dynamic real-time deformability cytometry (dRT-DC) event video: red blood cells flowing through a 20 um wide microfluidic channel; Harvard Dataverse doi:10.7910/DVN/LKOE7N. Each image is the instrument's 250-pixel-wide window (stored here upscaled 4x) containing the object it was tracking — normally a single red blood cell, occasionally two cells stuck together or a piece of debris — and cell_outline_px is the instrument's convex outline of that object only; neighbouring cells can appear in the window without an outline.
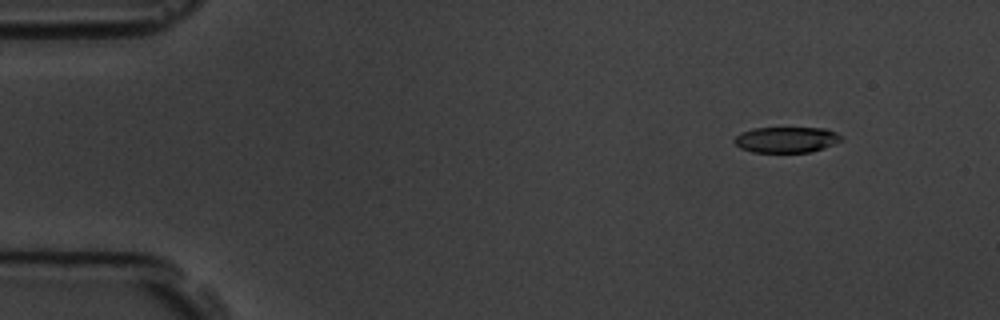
{"species": "common noctule bat (a hibernating species)", "species_latin": "Nyctalus noctula", "temperature_condition": "room temperature", "stored_images_in_passage": 5, "camera_frame_rate_fps": 3000, "um_per_image_px": 0.085, "animal": {"sex": "male", "body_mass_g": 19.5, "forearm_length_mm": 54.6}, "frame": {"image": 1, "passage_image": 2, "time_ms": 1.333, "image_size_px": [1000, 320], "cell_outline_px": [[844, 140], [824, 148], [812, 152], [752, 152], [740, 148], [732, 140], [740, 132], [752, 128], [824, 128], [836, 132], [844, 136]], "centroid_in_image_um": [66.86, 11.87], "position_along_channel_um": 18.1, "area_um2": 16.3}}
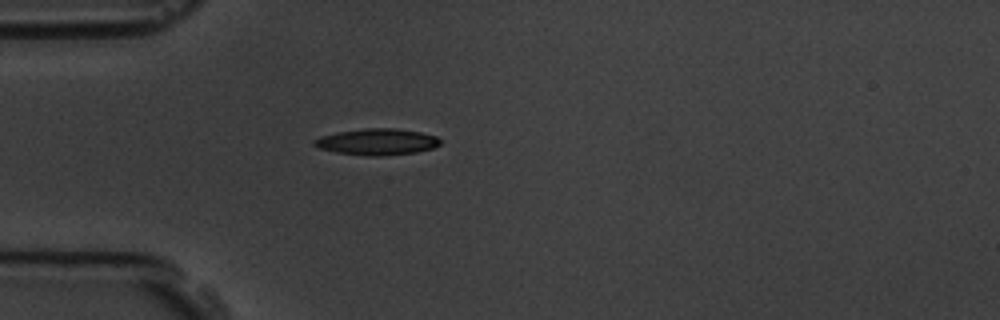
{"frame": {"image": 2, "passage_image": 5, "time_ms": 4.667, "image_size_px": [1000, 320], "cell_outline_px": [[440, 144], [432, 148], [416, 152], [380, 156], [364, 156], [336, 152], [320, 148], [312, 144], [312, 140], [320, 136], [336, 132], [364, 128], [396, 128], [420, 132], [436, 136], [440, 140]], "centroid_in_image_um": [32.01, 12.05], "position_along_channel_um": 53.0, "area_um2": 19.42}}